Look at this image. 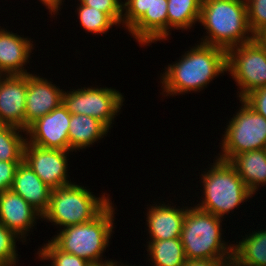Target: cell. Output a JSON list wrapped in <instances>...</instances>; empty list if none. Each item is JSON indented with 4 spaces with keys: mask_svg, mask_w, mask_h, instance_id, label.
Listing matches in <instances>:
<instances>
[{
    "mask_svg": "<svg viewBox=\"0 0 266 266\" xmlns=\"http://www.w3.org/2000/svg\"><path fill=\"white\" fill-rule=\"evenodd\" d=\"M168 65L161 76L165 96L203 90L218 75L227 72V51L201 43Z\"/></svg>",
    "mask_w": 266,
    "mask_h": 266,
    "instance_id": "cell-1",
    "label": "cell"
},
{
    "mask_svg": "<svg viewBox=\"0 0 266 266\" xmlns=\"http://www.w3.org/2000/svg\"><path fill=\"white\" fill-rule=\"evenodd\" d=\"M199 22L207 30L201 43L226 51L256 38L248 24L246 0H202Z\"/></svg>",
    "mask_w": 266,
    "mask_h": 266,
    "instance_id": "cell-2",
    "label": "cell"
},
{
    "mask_svg": "<svg viewBox=\"0 0 266 266\" xmlns=\"http://www.w3.org/2000/svg\"><path fill=\"white\" fill-rule=\"evenodd\" d=\"M112 202L93 220L67 226L51 239L61 251L81 257L93 266H107L110 261L102 260L113 232L115 209Z\"/></svg>",
    "mask_w": 266,
    "mask_h": 266,
    "instance_id": "cell-3",
    "label": "cell"
},
{
    "mask_svg": "<svg viewBox=\"0 0 266 266\" xmlns=\"http://www.w3.org/2000/svg\"><path fill=\"white\" fill-rule=\"evenodd\" d=\"M222 221L195 206L187 209L180 239L188 260L232 257L233 244L228 246L221 236Z\"/></svg>",
    "mask_w": 266,
    "mask_h": 266,
    "instance_id": "cell-4",
    "label": "cell"
},
{
    "mask_svg": "<svg viewBox=\"0 0 266 266\" xmlns=\"http://www.w3.org/2000/svg\"><path fill=\"white\" fill-rule=\"evenodd\" d=\"M212 164L202 174L204 198L195 207L223 218L253 194L229 162L217 158Z\"/></svg>",
    "mask_w": 266,
    "mask_h": 266,
    "instance_id": "cell-5",
    "label": "cell"
},
{
    "mask_svg": "<svg viewBox=\"0 0 266 266\" xmlns=\"http://www.w3.org/2000/svg\"><path fill=\"white\" fill-rule=\"evenodd\" d=\"M110 203L109 195L96 198L89 189L72 183L52 189L49 207L42 219L65 228L93 220Z\"/></svg>",
    "mask_w": 266,
    "mask_h": 266,
    "instance_id": "cell-6",
    "label": "cell"
},
{
    "mask_svg": "<svg viewBox=\"0 0 266 266\" xmlns=\"http://www.w3.org/2000/svg\"><path fill=\"white\" fill-rule=\"evenodd\" d=\"M229 121L222 138V153L218 159L229 162L235 155L266 149V118L255 112L243 100Z\"/></svg>",
    "mask_w": 266,
    "mask_h": 266,
    "instance_id": "cell-7",
    "label": "cell"
},
{
    "mask_svg": "<svg viewBox=\"0 0 266 266\" xmlns=\"http://www.w3.org/2000/svg\"><path fill=\"white\" fill-rule=\"evenodd\" d=\"M227 71L238 84L239 100L266 86V48L254 40L227 50Z\"/></svg>",
    "mask_w": 266,
    "mask_h": 266,
    "instance_id": "cell-8",
    "label": "cell"
},
{
    "mask_svg": "<svg viewBox=\"0 0 266 266\" xmlns=\"http://www.w3.org/2000/svg\"><path fill=\"white\" fill-rule=\"evenodd\" d=\"M124 102L123 95L107 87H84L63 92V105L70 114H83L103 122L109 129Z\"/></svg>",
    "mask_w": 266,
    "mask_h": 266,
    "instance_id": "cell-9",
    "label": "cell"
},
{
    "mask_svg": "<svg viewBox=\"0 0 266 266\" xmlns=\"http://www.w3.org/2000/svg\"><path fill=\"white\" fill-rule=\"evenodd\" d=\"M71 114L63 103L32 123L26 130V140L35 146L69 151Z\"/></svg>",
    "mask_w": 266,
    "mask_h": 266,
    "instance_id": "cell-10",
    "label": "cell"
},
{
    "mask_svg": "<svg viewBox=\"0 0 266 266\" xmlns=\"http://www.w3.org/2000/svg\"><path fill=\"white\" fill-rule=\"evenodd\" d=\"M67 154L69 151L42 148L26 141L23 161L46 185L55 189L72 184L67 180Z\"/></svg>",
    "mask_w": 266,
    "mask_h": 266,
    "instance_id": "cell-11",
    "label": "cell"
},
{
    "mask_svg": "<svg viewBox=\"0 0 266 266\" xmlns=\"http://www.w3.org/2000/svg\"><path fill=\"white\" fill-rule=\"evenodd\" d=\"M63 90L46 78L27 74L25 101V131L37 119L50 113L63 103Z\"/></svg>",
    "mask_w": 266,
    "mask_h": 266,
    "instance_id": "cell-12",
    "label": "cell"
},
{
    "mask_svg": "<svg viewBox=\"0 0 266 266\" xmlns=\"http://www.w3.org/2000/svg\"><path fill=\"white\" fill-rule=\"evenodd\" d=\"M27 74L5 75L0 80V122L25 130Z\"/></svg>",
    "mask_w": 266,
    "mask_h": 266,
    "instance_id": "cell-13",
    "label": "cell"
},
{
    "mask_svg": "<svg viewBox=\"0 0 266 266\" xmlns=\"http://www.w3.org/2000/svg\"><path fill=\"white\" fill-rule=\"evenodd\" d=\"M42 215L11 189L0 193V223L24 238ZM23 236V237H22Z\"/></svg>",
    "mask_w": 266,
    "mask_h": 266,
    "instance_id": "cell-14",
    "label": "cell"
},
{
    "mask_svg": "<svg viewBox=\"0 0 266 266\" xmlns=\"http://www.w3.org/2000/svg\"><path fill=\"white\" fill-rule=\"evenodd\" d=\"M11 190L21 196L41 215L47 211L52 189L25 161L17 166Z\"/></svg>",
    "mask_w": 266,
    "mask_h": 266,
    "instance_id": "cell-15",
    "label": "cell"
},
{
    "mask_svg": "<svg viewBox=\"0 0 266 266\" xmlns=\"http://www.w3.org/2000/svg\"><path fill=\"white\" fill-rule=\"evenodd\" d=\"M30 38L0 29V71L5 75L29 74L24 65L34 49Z\"/></svg>",
    "mask_w": 266,
    "mask_h": 266,
    "instance_id": "cell-16",
    "label": "cell"
},
{
    "mask_svg": "<svg viewBox=\"0 0 266 266\" xmlns=\"http://www.w3.org/2000/svg\"><path fill=\"white\" fill-rule=\"evenodd\" d=\"M183 208H175L168 204L150 206L146 218L150 241L180 238L188 207Z\"/></svg>",
    "mask_w": 266,
    "mask_h": 266,
    "instance_id": "cell-17",
    "label": "cell"
},
{
    "mask_svg": "<svg viewBox=\"0 0 266 266\" xmlns=\"http://www.w3.org/2000/svg\"><path fill=\"white\" fill-rule=\"evenodd\" d=\"M168 0H153L150 11L128 30L140 44H150L168 38Z\"/></svg>",
    "mask_w": 266,
    "mask_h": 266,
    "instance_id": "cell-18",
    "label": "cell"
},
{
    "mask_svg": "<svg viewBox=\"0 0 266 266\" xmlns=\"http://www.w3.org/2000/svg\"><path fill=\"white\" fill-rule=\"evenodd\" d=\"M229 163L252 194L258 191L260 185H266V149L240 153Z\"/></svg>",
    "mask_w": 266,
    "mask_h": 266,
    "instance_id": "cell-19",
    "label": "cell"
},
{
    "mask_svg": "<svg viewBox=\"0 0 266 266\" xmlns=\"http://www.w3.org/2000/svg\"><path fill=\"white\" fill-rule=\"evenodd\" d=\"M109 128L100 120L83 114H71L69 123V151L89 147L104 138Z\"/></svg>",
    "mask_w": 266,
    "mask_h": 266,
    "instance_id": "cell-20",
    "label": "cell"
},
{
    "mask_svg": "<svg viewBox=\"0 0 266 266\" xmlns=\"http://www.w3.org/2000/svg\"><path fill=\"white\" fill-rule=\"evenodd\" d=\"M245 236L233 245L232 256L243 266H266V230Z\"/></svg>",
    "mask_w": 266,
    "mask_h": 266,
    "instance_id": "cell-21",
    "label": "cell"
},
{
    "mask_svg": "<svg viewBox=\"0 0 266 266\" xmlns=\"http://www.w3.org/2000/svg\"><path fill=\"white\" fill-rule=\"evenodd\" d=\"M147 247L153 266H185L187 258L180 238L149 241Z\"/></svg>",
    "mask_w": 266,
    "mask_h": 266,
    "instance_id": "cell-22",
    "label": "cell"
},
{
    "mask_svg": "<svg viewBox=\"0 0 266 266\" xmlns=\"http://www.w3.org/2000/svg\"><path fill=\"white\" fill-rule=\"evenodd\" d=\"M202 0H168V36L169 29H189L199 21Z\"/></svg>",
    "mask_w": 266,
    "mask_h": 266,
    "instance_id": "cell-23",
    "label": "cell"
},
{
    "mask_svg": "<svg viewBox=\"0 0 266 266\" xmlns=\"http://www.w3.org/2000/svg\"><path fill=\"white\" fill-rule=\"evenodd\" d=\"M26 131L15 126H3L0 129V161L22 162L26 137L19 134Z\"/></svg>",
    "mask_w": 266,
    "mask_h": 266,
    "instance_id": "cell-24",
    "label": "cell"
},
{
    "mask_svg": "<svg viewBox=\"0 0 266 266\" xmlns=\"http://www.w3.org/2000/svg\"><path fill=\"white\" fill-rule=\"evenodd\" d=\"M77 12L80 25L93 34H105L113 25H117L106 13L82 3L79 4Z\"/></svg>",
    "mask_w": 266,
    "mask_h": 266,
    "instance_id": "cell-25",
    "label": "cell"
},
{
    "mask_svg": "<svg viewBox=\"0 0 266 266\" xmlns=\"http://www.w3.org/2000/svg\"><path fill=\"white\" fill-rule=\"evenodd\" d=\"M41 260L52 261V266H93L87 260L59 250L50 240L38 251Z\"/></svg>",
    "mask_w": 266,
    "mask_h": 266,
    "instance_id": "cell-26",
    "label": "cell"
},
{
    "mask_svg": "<svg viewBox=\"0 0 266 266\" xmlns=\"http://www.w3.org/2000/svg\"><path fill=\"white\" fill-rule=\"evenodd\" d=\"M16 239L19 237L0 223V266H16L18 260Z\"/></svg>",
    "mask_w": 266,
    "mask_h": 266,
    "instance_id": "cell-27",
    "label": "cell"
},
{
    "mask_svg": "<svg viewBox=\"0 0 266 266\" xmlns=\"http://www.w3.org/2000/svg\"><path fill=\"white\" fill-rule=\"evenodd\" d=\"M248 24L254 36L266 30V0H246Z\"/></svg>",
    "mask_w": 266,
    "mask_h": 266,
    "instance_id": "cell-28",
    "label": "cell"
},
{
    "mask_svg": "<svg viewBox=\"0 0 266 266\" xmlns=\"http://www.w3.org/2000/svg\"><path fill=\"white\" fill-rule=\"evenodd\" d=\"M153 0H126L123 3V18L121 23L129 30L146 11H150Z\"/></svg>",
    "mask_w": 266,
    "mask_h": 266,
    "instance_id": "cell-29",
    "label": "cell"
},
{
    "mask_svg": "<svg viewBox=\"0 0 266 266\" xmlns=\"http://www.w3.org/2000/svg\"><path fill=\"white\" fill-rule=\"evenodd\" d=\"M82 4L94 7L106 13L116 24H121L123 18V2L121 0H78Z\"/></svg>",
    "mask_w": 266,
    "mask_h": 266,
    "instance_id": "cell-30",
    "label": "cell"
},
{
    "mask_svg": "<svg viewBox=\"0 0 266 266\" xmlns=\"http://www.w3.org/2000/svg\"><path fill=\"white\" fill-rule=\"evenodd\" d=\"M242 100L255 112L266 118V86L250 92Z\"/></svg>",
    "mask_w": 266,
    "mask_h": 266,
    "instance_id": "cell-31",
    "label": "cell"
},
{
    "mask_svg": "<svg viewBox=\"0 0 266 266\" xmlns=\"http://www.w3.org/2000/svg\"><path fill=\"white\" fill-rule=\"evenodd\" d=\"M20 163L0 161V193L11 189L17 166Z\"/></svg>",
    "mask_w": 266,
    "mask_h": 266,
    "instance_id": "cell-32",
    "label": "cell"
},
{
    "mask_svg": "<svg viewBox=\"0 0 266 266\" xmlns=\"http://www.w3.org/2000/svg\"><path fill=\"white\" fill-rule=\"evenodd\" d=\"M229 258L188 260L185 266H221Z\"/></svg>",
    "mask_w": 266,
    "mask_h": 266,
    "instance_id": "cell-33",
    "label": "cell"
},
{
    "mask_svg": "<svg viewBox=\"0 0 266 266\" xmlns=\"http://www.w3.org/2000/svg\"><path fill=\"white\" fill-rule=\"evenodd\" d=\"M40 1L42 2V4H44L47 7V9H49L51 15L52 13L53 14L58 13L57 11L61 9L60 6L62 5L63 2L62 0H40Z\"/></svg>",
    "mask_w": 266,
    "mask_h": 266,
    "instance_id": "cell-34",
    "label": "cell"
},
{
    "mask_svg": "<svg viewBox=\"0 0 266 266\" xmlns=\"http://www.w3.org/2000/svg\"><path fill=\"white\" fill-rule=\"evenodd\" d=\"M221 266H243L233 256L227 259Z\"/></svg>",
    "mask_w": 266,
    "mask_h": 266,
    "instance_id": "cell-35",
    "label": "cell"
},
{
    "mask_svg": "<svg viewBox=\"0 0 266 266\" xmlns=\"http://www.w3.org/2000/svg\"><path fill=\"white\" fill-rule=\"evenodd\" d=\"M256 38L266 48V30L262 31Z\"/></svg>",
    "mask_w": 266,
    "mask_h": 266,
    "instance_id": "cell-36",
    "label": "cell"
},
{
    "mask_svg": "<svg viewBox=\"0 0 266 266\" xmlns=\"http://www.w3.org/2000/svg\"><path fill=\"white\" fill-rule=\"evenodd\" d=\"M117 262H111L110 264H108L107 266H124V264H121V265H116ZM125 266H129V265H125Z\"/></svg>",
    "mask_w": 266,
    "mask_h": 266,
    "instance_id": "cell-37",
    "label": "cell"
},
{
    "mask_svg": "<svg viewBox=\"0 0 266 266\" xmlns=\"http://www.w3.org/2000/svg\"><path fill=\"white\" fill-rule=\"evenodd\" d=\"M5 76V74H3L1 71H0V80Z\"/></svg>",
    "mask_w": 266,
    "mask_h": 266,
    "instance_id": "cell-38",
    "label": "cell"
},
{
    "mask_svg": "<svg viewBox=\"0 0 266 266\" xmlns=\"http://www.w3.org/2000/svg\"><path fill=\"white\" fill-rule=\"evenodd\" d=\"M4 125L0 122V129L3 127Z\"/></svg>",
    "mask_w": 266,
    "mask_h": 266,
    "instance_id": "cell-39",
    "label": "cell"
}]
</instances>
